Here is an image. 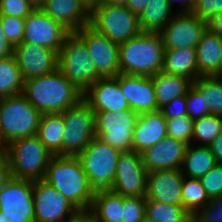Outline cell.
Masks as SVG:
<instances>
[{
	"label": "cell",
	"mask_w": 222,
	"mask_h": 222,
	"mask_svg": "<svg viewBox=\"0 0 222 222\" xmlns=\"http://www.w3.org/2000/svg\"><path fill=\"white\" fill-rule=\"evenodd\" d=\"M61 114L64 121L63 156H78L96 137L95 112L81 99Z\"/></svg>",
	"instance_id": "cell-9"
},
{
	"label": "cell",
	"mask_w": 222,
	"mask_h": 222,
	"mask_svg": "<svg viewBox=\"0 0 222 222\" xmlns=\"http://www.w3.org/2000/svg\"><path fill=\"white\" fill-rule=\"evenodd\" d=\"M22 94L42 114L62 113L83 99V93L58 68L24 80Z\"/></svg>",
	"instance_id": "cell-2"
},
{
	"label": "cell",
	"mask_w": 222,
	"mask_h": 222,
	"mask_svg": "<svg viewBox=\"0 0 222 222\" xmlns=\"http://www.w3.org/2000/svg\"><path fill=\"white\" fill-rule=\"evenodd\" d=\"M14 47L5 38L4 30L0 22V59H4L13 55Z\"/></svg>",
	"instance_id": "cell-46"
},
{
	"label": "cell",
	"mask_w": 222,
	"mask_h": 222,
	"mask_svg": "<svg viewBox=\"0 0 222 222\" xmlns=\"http://www.w3.org/2000/svg\"><path fill=\"white\" fill-rule=\"evenodd\" d=\"M145 209L146 197L122 196L121 222H141Z\"/></svg>",
	"instance_id": "cell-37"
},
{
	"label": "cell",
	"mask_w": 222,
	"mask_h": 222,
	"mask_svg": "<svg viewBox=\"0 0 222 222\" xmlns=\"http://www.w3.org/2000/svg\"><path fill=\"white\" fill-rule=\"evenodd\" d=\"M166 136V119L159 110L140 113L133 129V151L142 153Z\"/></svg>",
	"instance_id": "cell-23"
},
{
	"label": "cell",
	"mask_w": 222,
	"mask_h": 222,
	"mask_svg": "<svg viewBox=\"0 0 222 222\" xmlns=\"http://www.w3.org/2000/svg\"><path fill=\"white\" fill-rule=\"evenodd\" d=\"M138 115L132 109L95 112L96 136L121 152L133 151V129Z\"/></svg>",
	"instance_id": "cell-10"
},
{
	"label": "cell",
	"mask_w": 222,
	"mask_h": 222,
	"mask_svg": "<svg viewBox=\"0 0 222 222\" xmlns=\"http://www.w3.org/2000/svg\"><path fill=\"white\" fill-rule=\"evenodd\" d=\"M87 214L95 222H121L122 195L111 189L95 191Z\"/></svg>",
	"instance_id": "cell-26"
},
{
	"label": "cell",
	"mask_w": 222,
	"mask_h": 222,
	"mask_svg": "<svg viewBox=\"0 0 222 222\" xmlns=\"http://www.w3.org/2000/svg\"><path fill=\"white\" fill-rule=\"evenodd\" d=\"M195 0H168V5L175 11V12H190ZM177 4L178 6L175 8L174 5Z\"/></svg>",
	"instance_id": "cell-47"
},
{
	"label": "cell",
	"mask_w": 222,
	"mask_h": 222,
	"mask_svg": "<svg viewBox=\"0 0 222 222\" xmlns=\"http://www.w3.org/2000/svg\"><path fill=\"white\" fill-rule=\"evenodd\" d=\"M167 136L192 144L194 120L188 116L166 119Z\"/></svg>",
	"instance_id": "cell-36"
},
{
	"label": "cell",
	"mask_w": 222,
	"mask_h": 222,
	"mask_svg": "<svg viewBox=\"0 0 222 222\" xmlns=\"http://www.w3.org/2000/svg\"><path fill=\"white\" fill-rule=\"evenodd\" d=\"M0 218L35 220L33 181L10 179L0 190Z\"/></svg>",
	"instance_id": "cell-16"
},
{
	"label": "cell",
	"mask_w": 222,
	"mask_h": 222,
	"mask_svg": "<svg viewBox=\"0 0 222 222\" xmlns=\"http://www.w3.org/2000/svg\"><path fill=\"white\" fill-rule=\"evenodd\" d=\"M164 51L160 33L141 32L119 44V73L153 76L163 70Z\"/></svg>",
	"instance_id": "cell-3"
},
{
	"label": "cell",
	"mask_w": 222,
	"mask_h": 222,
	"mask_svg": "<svg viewBox=\"0 0 222 222\" xmlns=\"http://www.w3.org/2000/svg\"><path fill=\"white\" fill-rule=\"evenodd\" d=\"M159 111L163 114L165 119L187 116L186 95L174 98L169 103L161 106Z\"/></svg>",
	"instance_id": "cell-44"
},
{
	"label": "cell",
	"mask_w": 222,
	"mask_h": 222,
	"mask_svg": "<svg viewBox=\"0 0 222 222\" xmlns=\"http://www.w3.org/2000/svg\"><path fill=\"white\" fill-rule=\"evenodd\" d=\"M121 153L119 149L111 147L96 136L77 156L95 191L112 188Z\"/></svg>",
	"instance_id": "cell-8"
},
{
	"label": "cell",
	"mask_w": 222,
	"mask_h": 222,
	"mask_svg": "<svg viewBox=\"0 0 222 222\" xmlns=\"http://www.w3.org/2000/svg\"><path fill=\"white\" fill-rule=\"evenodd\" d=\"M70 33L42 9H35L25 18L22 42L41 45L59 53L65 38Z\"/></svg>",
	"instance_id": "cell-15"
},
{
	"label": "cell",
	"mask_w": 222,
	"mask_h": 222,
	"mask_svg": "<svg viewBox=\"0 0 222 222\" xmlns=\"http://www.w3.org/2000/svg\"><path fill=\"white\" fill-rule=\"evenodd\" d=\"M0 150H4V141L2 139L1 129H0Z\"/></svg>",
	"instance_id": "cell-57"
},
{
	"label": "cell",
	"mask_w": 222,
	"mask_h": 222,
	"mask_svg": "<svg viewBox=\"0 0 222 222\" xmlns=\"http://www.w3.org/2000/svg\"><path fill=\"white\" fill-rule=\"evenodd\" d=\"M183 180L180 169L148 172L146 200L182 205Z\"/></svg>",
	"instance_id": "cell-21"
},
{
	"label": "cell",
	"mask_w": 222,
	"mask_h": 222,
	"mask_svg": "<svg viewBox=\"0 0 222 222\" xmlns=\"http://www.w3.org/2000/svg\"><path fill=\"white\" fill-rule=\"evenodd\" d=\"M33 10L27 0H0V15L26 18Z\"/></svg>",
	"instance_id": "cell-42"
},
{
	"label": "cell",
	"mask_w": 222,
	"mask_h": 222,
	"mask_svg": "<svg viewBox=\"0 0 222 222\" xmlns=\"http://www.w3.org/2000/svg\"><path fill=\"white\" fill-rule=\"evenodd\" d=\"M163 71L193 82L198 77L196 48L165 49Z\"/></svg>",
	"instance_id": "cell-25"
},
{
	"label": "cell",
	"mask_w": 222,
	"mask_h": 222,
	"mask_svg": "<svg viewBox=\"0 0 222 222\" xmlns=\"http://www.w3.org/2000/svg\"><path fill=\"white\" fill-rule=\"evenodd\" d=\"M193 129L192 144L209 146L222 132V117L210 114L196 119L194 120Z\"/></svg>",
	"instance_id": "cell-35"
},
{
	"label": "cell",
	"mask_w": 222,
	"mask_h": 222,
	"mask_svg": "<svg viewBox=\"0 0 222 222\" xmlns=\"http://www.w3.org/2000/svg\"><path fill=\"white\" fill-rule=\"evenodd\" d=\"M41 115L22 93L0 98V129L4 150L13 140L37 135Z\"/></svg>",
	"instance_id": "cell-5"
},
{
	"label": "cell",
	"mask_w": 222,
	"mask_h": 222,
	"mask_svg": "<svg viewBox=\"0 0 222 222\" xmlns=\"http://www.w3.org/2000/svg\"><path fill=\"white\" fill-rule=\"evenodd\" d=\"M35 222H70L81 212L43 179L33 181Z\"/></svg>",
	"instance_id": "cell-11"
},
{
	"label": "cell",
	"mask_w": 222,
	"mask_h": 222,
	"mask_svg": "<svg viewBox=\"0 0 222 222\" xmlns=\"http://www.w3.org/2000/svg\"><path fill=\"white\" fill-rule=\"evenodd\" d=\"M198 77L217 76L222 61V37L208 28L196 46Z\"/></svg>",
	"instance_id": "cell-24"
},
{
	"label": "cell",
	"mask_w": 222,
	"mask_h": 222,
	"mask_svg": "<svg viewBox=\"0 0 222 222\" xmlns=\"http://www.w3.org/2000/svg\"><path fill=\"white\" fill-rule=\"evenodd\" d=\"M74 33L85 43L101 77H115L119 73V44L109 40L90 24Z\"/></svg>",
	"instance_id": "cell-12"
},
{
	"label": "cell",
	"mask_w": 222,
	"mask_h": 222,
	"mask_svg": "<svg viewBox=\"0 0 222 222\" xmlns=\"http://www.w3.org/2000/svg\"><path fill=\"white\" fill-rule=\"evenodd\" d=\"M24 79L14 55L0 59V98L23 92Z\"/></svg>",
	"instance_id": "cell-31"
},
{
	"label": "cell",
	"mask_w": 222,
	"mask_h": 222,
	"mask_svg": "<svg viewBox=\"0 0 222 222\" xmlns=\"http://www.w3.org/2000/svg\"><path fill=\"white\" fill-rule=\"evenodd\" d=\"M64 121L61 113L42 114L38 137L52 155L63 156Z\"/></svg>",
	"instance_id": "cell-28"
},
{
	"label": "cell",
	"mask_w": 222,
	"mask_h": 222,
	"mask_svg": "<svg viewBox=\"0 0 222 222\" xmlns=\"http://www.w3.org/2000/svg\"><path fill=\"white\" fill-rule=\"evenodd\" d=\"M210 202L199 179L184 176L182 185V205L193 216Z\"/></svg>",
	"instance_id": "cell-34"
},
{
	"label": "cell",
	"mask_w": 222,
	"mask_h": 222,
	"mask_svg": "<svg viewBox=\"0 0 222 222\" xmlns=\"http://www.w3.org/2000/svg\"><path fill=\"white\" fill-rule=\"evenodd\" d=\"M175 13L168 0H149L138 15L140 28L142 32L160 33Z\"/></svg>",
	"instance_id": "cell-30"
},
{
	"label": "cell",
	"mask_w": 222,
	"mask_h": 222,
	"mask_svg": "<svg viewBox=\"0 0 222 222\" xmlns=\"http://www.w3.org/2000/svg\"><path fill=\"white\" fill-rule=\"evenodd\" d=\"M83 99L94 112H121L130 109L121 91L118 74L98 79L83 93Z\"/></svg>",
	"instance_id": "cell-18"
},
{
	"label": "cell",
	"mask_w": 222,
	"mask_h": 222,
	"mask_svg": "<svg viewBox=\"0 0 222 222\" xmlns=\"http://www.w3.org/2000/svg\"><path fill=\"white\" fill-rule=\"evenodd\" d=\"M12 178L37 181L44 179L53 155L38 135L19 138L6 145Z\"/></svg>",
	"instance_id": "cell-4"
},
{
	"label": "cell",
	"mask_w": 222,
	"mask_h": 222,
	"mask_svg": "<svg viewBox=\"0 0 222 222\" xmlns=\"http://www.w3.org/2000/svg\"><path fill=\"white\" fill-rule=\"evenodd\" d=\"M43 180L64 195L81 213H88L95 190L77 156L53 155Z\"/></svg>",
	"instance_id": "cell-1"
},
{
	"label": "cell",
	"mask_w": 222,
	"mask_h": 222,
	"mask_svg": "<svg viewBox=\"0 0 222 222\" xmlns=\"http://www.w3.org/2000/svg\"><path fill=\"white\" fill-rule=\"evenodd\" d=\"M41 9L70 32L90 23V7L83 0H46Z\"/></svg>",
	"instance_id": "cell-22"
},
{
	"label": "cell",
	"mask_w": 222,
	"mask_h": 222,
	"mask_svg": "<svg viewBox=\"0 0 222 222\" xmlns=\"http://www.w3.org/2000/svg\"><path fill=\"white\" fill-rule=\"evenodd\" d=\"M192 86L209 106L210 114L222 117V78L199 76L192 82Z\"/></svg>",
	"instance_id": "cell-32"
},
{
	"label": "cell",
	"mask_w": 222,
	"mask_h": 222,
	"mask_svg": "<svg viewBox=\"0 0 222 222\" xmlns=\"http://www.w3.org/2000/svg\"><path fill=\"white\" fill-rule=\"evenodd\" d=\"M0 222H35V220L24 221V218H0Z\"/></svg>",
	"instance_id": "cell-54"
},
{
	"label": "cell",
	"mask_w": 222,
	"mask_h": 222,
	"mask_svg": "<svg viewBox=\"0 0 222 222\" xmlns=\"http://www.w3.org/2000/svg\"><path fill=\"white\" fill-rule=\"evenodd\" d=\"M206 29V20L191 12H176L160 34L165 49L196 48Z\"/></svg>",
	"instance_id": "cell-14"
},
{
	"label": "cell",
	"mask_w": 222,
	"mask_h": 222,
	"mask_svg": "<svg viewBox=\"0 0 222 222\" xmlns=\"http://www.w3.org/2000/svg\"><path fill=\"white\" fill-rule=\"evenodd\" d=\"M152 79L159 108L176 97L185 96L192 86L189 79L166 73L163 70L154 74Z\"/></svg>",
	"instance_id": "cell-27"
},
{
	"label": "cell",
	"mask_w": 222,
	"mask_h": 222,
	"mask_svg": "<svg viewBox=\"0 0 222 222\" xmlns=\"http://www.w3.org/2000/svg\"><path fill=\"white\" fill-rule=\"evenodd\" d=\"M145 215L155 222H192V215L183 205L146 200Z\"/></svg>",
	"instance_id": "cell-33"
},
{
	"label": "cell",
	"mask_w": 222,
	"mask_h": 222,
	"mask_svg": "<svg viewBox=\"0 0 222 222\" xmlns=\"http://www.w3.org/2000/svg\"><path fill=\"white\" fill-rule=\"evenodd\" d=\"M12 179L9 158L4 150H0V190Z\"/></svg>",
	"instance_id": "cell-45"
},
{
	"label": "cell",
	"mask_w": 222,
	"mask_h": 222,
	"mask_svg": "<svg viewBox=\"0 0 222 222\" xmlns=\"http://www.w3.org/2000/svg\"><path fill=\"white\" fill-rule=\"evenodd\" d=\"M127 0H98L97 4L125 5Z\"/></svg>",
	"instance_id": "cell-52"
},
{
	"label": "cell",
	"mask_w": 222,
	"mask_h": 222,
	"mask_svg": "<svg viewBox=\"0 0 222 222\" xmlns=\"http://www.w3.org/2000/svg\"><path fill=\"white\" fill-rule=\"evenodd\" d=\"M188 144L166 136L141 153L147 172L180 169Z\"/></svg>",
	"instance_id": "cell-20"
},
{
	"label": "cell",
	"mask_w": 222,
	"mask_h": 222,
	"mask_svg": "<svg viewBox=\"0 0 222 222\" xmlns=\"http://www.w3.org/2000/svg\"><path fill=\"white\" fill-rule=\"evenodd\" d=\"M207 28L222 37V11L207 21Z\"/></svg>",
	"instance_id": "cell-48"
},
{
	"label": "cell",
	"mask_w": 222,
	"mask_h": 222,
	"mask_svg": "<svg viewBox=\"0 0 222 222\" xmlns=\"http://www.w3.org/2000/svg\"><path fill=\"white\" fill-rule=\"evenodd\" d=\"M58 69L82 93L101 78L85 43L74 32L65 38L58 53Z\"/></svg>",
	"instance_id": "cell-6"
},
{
	"label": "cell",
	"mask_w": 222,
	"mask_h": 222,
	"mask_svg": "<svg viewBox=\"0 0 222 222\" xmlns=\"http://www.w3.org/2000/svg\"><path fill=\"white\" fill-rule=\"evenodd\" d=\"M141 222H155L154 220H152L151 218H149L147 215H145L143 217V219L141 220Z\"/></svg>",
	"instance_id": "cell-56"
},
{
	"label": "cell",
	"mask_w": 222,
	"mask_h": 222,
	"mask_svg": "<svg viewBox=\"0 0 222 222\" xmlns=\"http://www.w3.org/2000/svg\"><path fill=\"white\" fill-rule=\"evenodd\" d=\"M217 77L222 78V61H221V68H220V73L217 75Z\"/></svg>",
	"instance_id": "cell-58"
},
{
	"label": "cell",
	"mask_w": 222,
	"mask_h": 222,
	"mask_svg": "<svg viewBox=\"0 0 222 222\" xmlns=\"http://www.w3.org/2000/svg\"><path fill=\"white\" fill-rule=\"evenodd\" d=\"M203 188L209 199H214L222 195V164L217 163L200 179Z\"/></svg>",
	"instance_id": "cell-39"
},
{
	"label": "cell",
	"mask_w": 222,
	"mask_h": 222,
	"mask_svg": "<svg viewBox=\"0 0 222 222\" xmlns=\"http://www.w3.org/2000/svg\"><path fill=\"white\" fill-rule=\"evenodd\" d=\"M222 11V0H195L191 13L208 21Z\"/></svg>",
	"instance_id": "cell-43"
},
{
	"label": "cell",
	"mask_w": 222,
	"mask_h": 222,
	"mask_svg": "<svg viewBox=\"0 0 222 222\" xmlns=\"http://www.w3.org/2000/svg\"><path fill=\"white\" fill-rule=\"evenodd\" d=\"M216 163L222 164V132L209 145Z\"/></svg>",
	"instance_id": "cell-49"
},
{
	"label": "cell",
	"mask_w": 222,
	"mask_h": 222,
	"mask_svg": "<svg viewBox=\"0 0 222 222\" xmlns=\"http://www.w3.org/2000/svg\"><path fill=\"white\" fill-rule=\"evenodd\" d=\"M148 172L141 153L122 152L117 160L115 179L111 190L124 197H145Z\"/></svg>",
	"instance_id": "cell-13"
},
{
	"label": "cell",
	"mask_w": 222,
	"mask_h": 222,
	"mask_svg": "<svg viewBox=\"0 0 222 222\" xmlns=\"http://www.w3.org/2000/svg\"><path fill=\"white\" fill-rule=\"evenodd\" d=\"M0 22L5 38L14 47L22 43L25 30V18L0 15Z\"/></svg>",
	"instance_id": "cell-38"
},
{
	"label": "cell",
	"mask_w": 222,
	"mask_h": 222,
	"mask_svg": "<svg viewBox=\"0 0 222 222\" xmlns=\"http://www.w3.org/2000/svg\"><path fill=\"white\" fill-rule=\"evenodd\" d=\"M118 82L130 109L138 114L160 109L156 101L152 76L118 73Z\"/></svg>",
	"instance_id": "cell-19"
},
{
	"label": "cell",
	"mask_w": 222,
	"mask_h": 222,
	"mask_svg": "<svg viewBox=\"0 0 222 222\" xmlns=\"http://www.w3.org/2000/svg\"><path fill=\"white\" fill-rule=\"evenodd\" d=\"M13 55L24 80L47 75L58 68V53L41 45L22 42L14 46Z\"/></svg>",
	"instance_id": "cell-17"
},
{
	"label": "cell",
	"mask_w": 222,
	"mask_h": 222,
	"mask_svg": "<svg viewBox=\"0 0 222 222\" xmlns=\"http://www.w3.org/2000/svg\"><path fill=\"white\" fill-rule=\"evenodd\" d=\"M194 222H222V195L210 202L192 216Z\"/></svg>",
	"instance_id": "cell-41"
},
{
	"label": "cell",
	"mask_w": 222,
	"mask_h": 222,
	"mask_svg": "<svg viewBox=\"0 0 222 222\" xmlns=\"http://www.w3.org/2000/svg\"><path fill=\"white\" fill-rule=\"evenodd\" d=\"M35 9H41L46 0H27Z\"/></svg>",
	"instance_id": "cell-53"
},
{
	"label": "cell",
	"mask_w": 222,
	"mask_h": 222,
	"mask_svg": "<svg viewBox=\"0 0 222 222\" xmlns=\"http://www.w3.org/2000/svg\"><path fill=\"white\" fill-rule=\"evenodd\" d=\"M89 24L117 44H122L142 32L138 15L132 13L125 5L92 6Z\"/></svg>",
	"instance_id": "cell-7"
},
{
	"label": "cell",
	"mask_w": 222,
	"mask_h": 222,
	"mask_svg": "<svg viewBox=\"0 0 222 222\" xmlns=\"http://www.w3.org/2000/svg\"><path fill=\"white\" fill-rule=\"evenodd\" d=\"M70 222H95L87 213H81L78 217Z\"/></svg>",
	"instance_id": "cell-51"
},
{
	"label": "cell",
	"mask_w": 222,
	"mask_h": 222,
	"mask_svg": "<svg viewBox=\"0 0 222 222\" xmlns=\"http://www.w3.org/2000/svg\"><path fill=\"white\" fill-rule=\"evenodd\" d=\"M216 164L209 146L190 144L187 146L180 170L186 177L200 179Z\"/></svg>",
	"instance_id": "cell-29"
},
{
	"label": "cell",
	"mask_w": 222,
	"mask_h": 222,
	"mask_svg": "<svg viewBox=\"0 0 222 222\" xmlns=\"http://www.w3.org/2000/svg\"><path fill=\"white\" fill-rule=\"evenodd\" d=\"M187 100V116L192 120L200 119L210 115V108L205 103L201 94L191 86L186 94Z\"/></svg>",
	"instance_id": "cell-40"
},
{
	"label": "cell",
	"mask_w": 222,
	"mask_h": 222,
	"mask_svg": "<svg viewBox=\"0 0 222 222\" xmlns=\"http://www.w3.org/2000/svg\"><path fill=\"white\" fill-rule=\"evenodd\" d=\"M90 8L97 4L98 0H83Z\"/></svg>",
	"instance_id": "cell-55"
},
{
	"label": "cell",
	"mask_w": 222,
	"mask_h": 222,
	"mask_svg": "<svg viewBox=\"0 0 222 222\" xmlns=\"http://www.w3.org/2000/svg\"><path fill=\"white\" fill-rule=\"evenodd\" d=\"M149 0H127L125 6L134 14L139 15Z\"/></svg>",
	"instance_id": "cell-50"
}]
</instances>
